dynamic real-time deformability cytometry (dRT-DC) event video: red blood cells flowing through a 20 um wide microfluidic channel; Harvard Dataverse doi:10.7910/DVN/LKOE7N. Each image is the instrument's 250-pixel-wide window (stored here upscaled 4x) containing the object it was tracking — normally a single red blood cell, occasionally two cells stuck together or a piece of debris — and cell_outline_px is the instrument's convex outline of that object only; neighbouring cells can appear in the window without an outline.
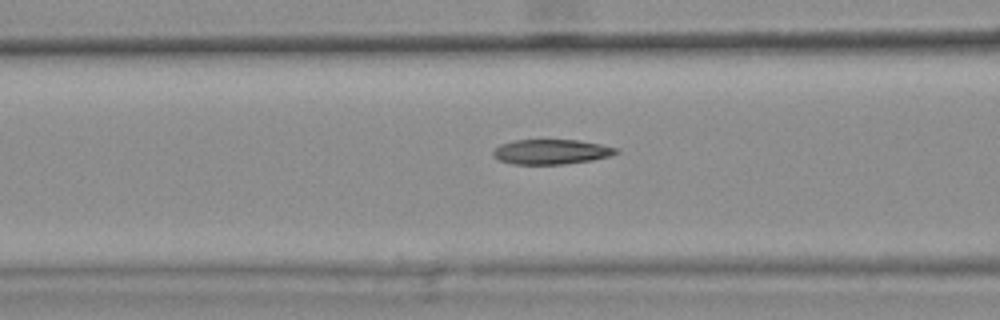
{"species": "common noctule bat (a hibernating species)", "species_latin": "Nyctalus noctula", "temperature_condition": "warm", "stored_images_in_passage": 48, "camera_frame_rate_fps": 3000, "um_per_image_px": 0.085, "animal": {"sex": "female", "body_mass_g": 25.1}, "frame": {"image": 1, "passage_image": 21, "time_ms": 6.667, "image_size_px": [1000, 320], "cell_outline_px": [[620, 152], [608, 156], [592, 160], [564, 164], [512, 164], [500, 160], [492, 156], [492, 152], [500, 144], [516, 140], [580, 140], [600, 144], [616, 148]], "centroid_in_image_um": [46.84, 12.9], "position_along_channel_um": 119.8, "area_um2": 17.74}, "authors_computed_cell_mechanics": {"area_um2": 18.6694, "velocity_mm_per_s": 3.755, "shape_relaxation_time_tau1_ms": null, "shape_relaxation_time_tau2_ms": 1.9284, "deformation_change_tau1": null, "deformation_change_tau2": 0.0989}}